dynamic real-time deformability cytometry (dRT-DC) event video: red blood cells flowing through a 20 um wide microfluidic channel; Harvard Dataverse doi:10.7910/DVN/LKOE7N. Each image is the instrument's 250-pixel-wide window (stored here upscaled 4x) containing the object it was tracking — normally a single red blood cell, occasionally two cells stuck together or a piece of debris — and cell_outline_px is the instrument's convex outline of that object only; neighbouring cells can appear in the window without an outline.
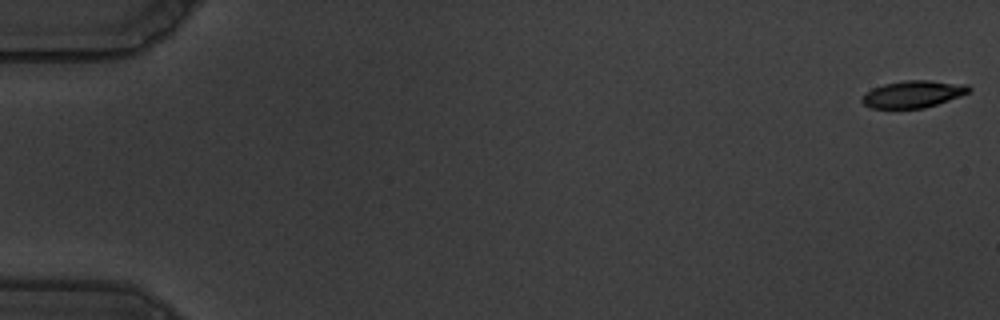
{"species": "common noctule bat (a hibernating species)", "species_latin": "Nyctalus noctula", "temperature_condition": "warm", "stored_images_in_passage": 54, "camera_frame_rate_fps": 3000, "um_per_image_px": 0.085, "animal": {"sex": "male", "body_mass_g": 19.5, "forearm_length_mm": 54.6}, "frame": {"image": 1, "passage_image": 1, "time_ms": 0.0, "image_size_px": [1000, 320], "cell_outline_px": [[972, 88], [968, 92], [960, 96], [924, 108], [868, 108], [860, 100], [872, 88], [884, 84], [904, 80], [928, 80], [968, 84]], "centroid_in_image_um": [77.62, 7.99], "position_along_channel_um": 7.4, "area_um2": 16.76}}
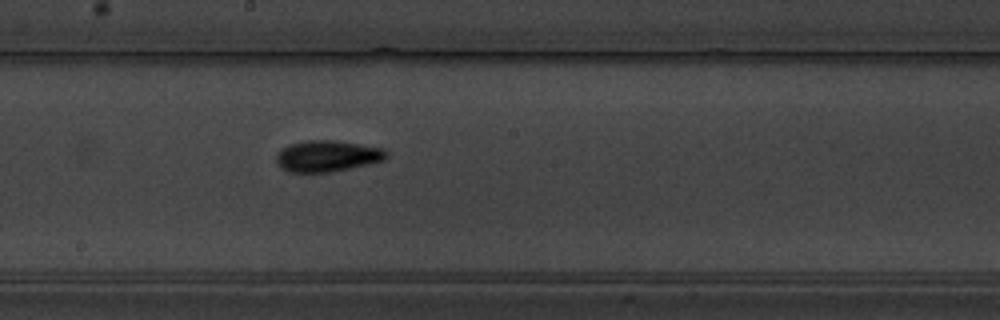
{"frame": {"image": 2, "passage_image": 33, "time_ms": 10.667, "image_size_px": [1000, 320], "cell_outline_px": [[388, 156], [384, 160], [368, 164], [332, 172], [288, 172], [280, 168], [276, 160], [276, 156], [280, 148], [288, 144], [304, 140], [336, 140], [384, 148], [388, 152]], "centroid_in_image_um": [27.8, 13.25], "position_along_channel_um": 220.4, "area_um2": 20.35}}
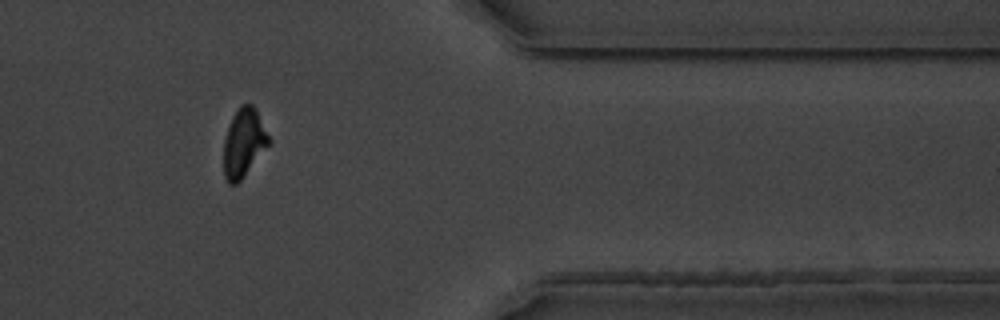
{"frame": {"image": 3, "passage_image": 49, "time_ms": 16.0, "image_size_px": [1000, 320], "cell_outline_px": [[272, 140], [240, 180], [236, 184], [228, 184], [224, 176], [224, 140], [232, 116], [240, 104], [252, 104], [256, 108]], "centroid_in_image_um": [20.72, 12.1], "position_along_channel_um": 390.7, "area_um2": 17.92}, "authors_computed_cell_mechanics": {"area_um2": 18.6405, "velocity_mm_per_s": 3.5105, "shape_relaxation_time_tau1_ms": 3.3648, "shape_relaxation_time_tau2_ms": 2.9482, "deformation_change_tau1": 0.1438, "deformation_change_tau2": 0.0981}}